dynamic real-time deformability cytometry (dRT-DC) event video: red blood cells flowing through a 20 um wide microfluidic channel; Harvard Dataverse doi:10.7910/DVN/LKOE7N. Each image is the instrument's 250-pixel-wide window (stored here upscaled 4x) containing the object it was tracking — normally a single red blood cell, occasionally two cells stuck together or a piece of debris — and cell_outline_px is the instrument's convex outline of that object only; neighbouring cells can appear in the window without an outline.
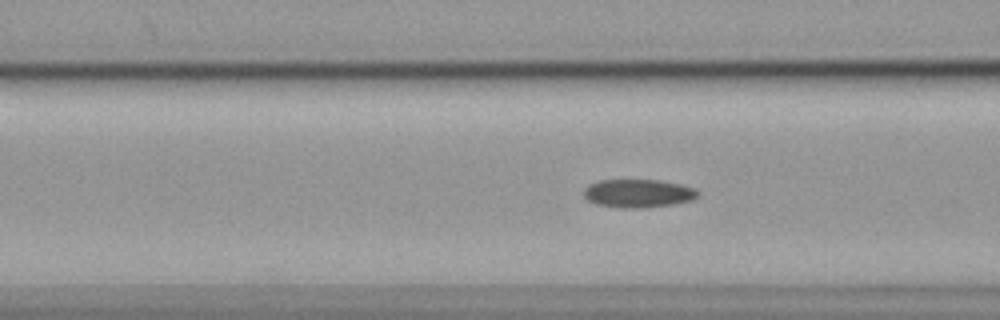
{"species": "common noctule bat (a hibernating species)", "species_latin": "Nyctalus noctula", "temperature_condition": "cold", "stored_images_in_passage": 57, "camera_frame_rate_fps": 3000, "um_per_image_px": 0.085, "animal": {"sex": "female", "body_mass_g": 19.9}, "frame": {"image": 1, "passage_image": 22, "time_ms": 7.0, "image_size_px": [1000, 320], "cell_outline_px": [[700, 192], [692, 200], [672, 204], [644, 208], [620, 208], [596, 204], [588, 200], [584, 196], [584, 188], [588, 184], [600, 180], [660, 180], [680, 184], [696, 188]], "centroid_in_image_um": [54.24, 16.43], "position_along_channel_um": 112.4, "area_um2": 18.9}}
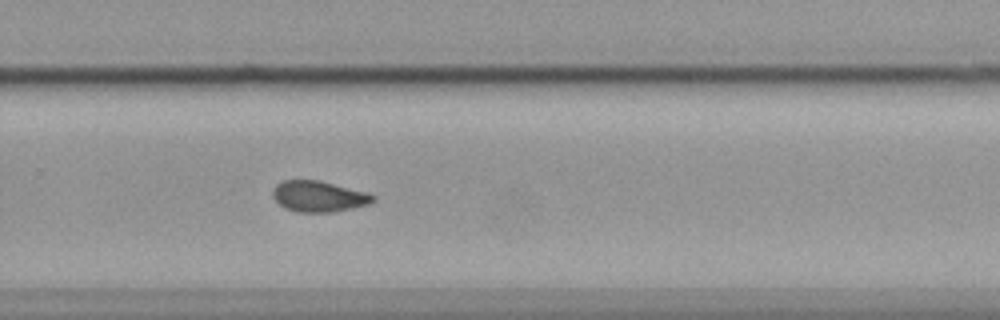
{"frame": {"image": 2, "passage_image": 38, "time_ms": 12.333, "image_size_px": [1000, 320], "cell_outline_px": [[376, 200], [368, 204], [352, 208], [332, 212], [296, 212], [284, 208], [272, 196], [272, 188], [276, 184], [284, 180], [320, 180], [368, 192], [376, 196]], "centroid_in_image_um": [27.09, 16.68], "position_along_channel_um": 302.7, "area_um2": 18.26}}
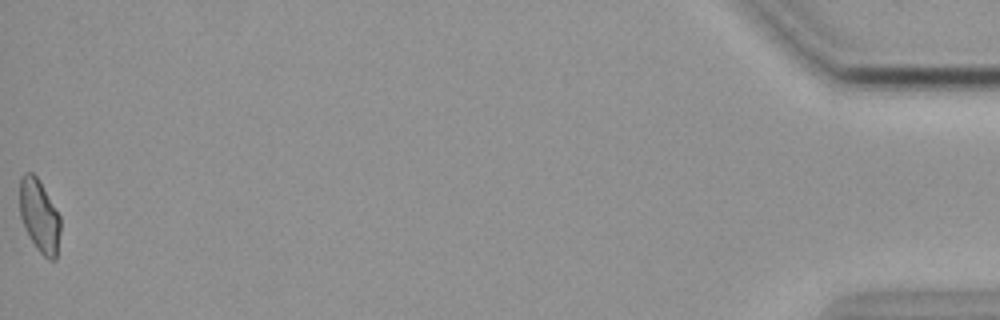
{"frame": {"image": 3, "passage_image": 57, "time_ms": 18.667, "image_size_px": [1000, 320], "cell_outline_px": [[60, 232], [56, 260], [48, 260], [36, 248], [28, 236], [20, 216], [20, 176], [24, 172], [32, 172], [36, 176], [60, 216]], "centroid_in_image_um": [3.34, 18.38], "position_along_channel_um": 431.9, "area_um2": 17.22}, "authors_computed_cell_mechanics": {"area_um2": 18.1492, "velocity_mm_per_s": 3.5772, "shape_relaxation_time_tau1_ms": null, "shape_relaxation_time_tau2_ms": 4.6812, "deformation_change_tau1": null, "deformation_change_tau2": 0.0896}}